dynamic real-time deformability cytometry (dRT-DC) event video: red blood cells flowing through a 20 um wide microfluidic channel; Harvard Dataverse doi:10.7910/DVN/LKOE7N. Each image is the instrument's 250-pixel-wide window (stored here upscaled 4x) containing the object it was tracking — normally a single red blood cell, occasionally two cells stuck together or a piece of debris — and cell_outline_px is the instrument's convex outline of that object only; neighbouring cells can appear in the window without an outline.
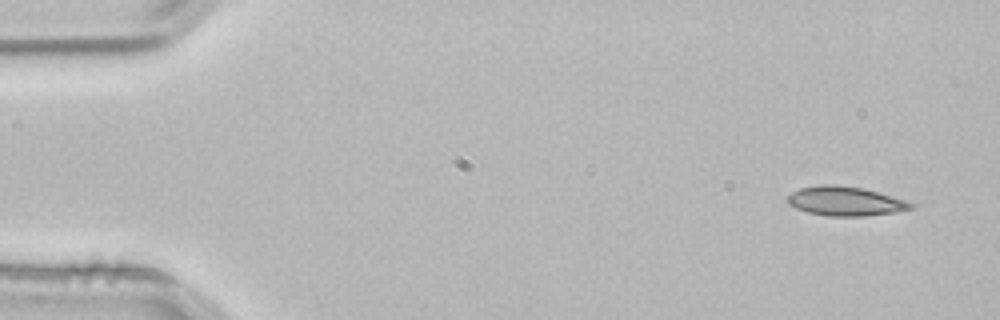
{"species": "common noctule bat (a hibernating species)", "species_latin": "Nyctalus noctula", "temperature_condition": "room temperature", "stored_images_in_passage": 3, "camera_frame_rate_fps": 3000, "um_per_image_px": 0.085, "animal": {"sex": "male", "body_mass_g": 21.5, "forearm_length_mm": 52.0}, "frame": {"image": 1, "passage_image": 1, "time_ms": 0.0, "image_size_px": [1000, 320], "cell_outline_px": [[916, 208], [896, 212], [864, 216], [828, 216], [808, 212], [796, 208], [788, 204], [788, 196], [792, 192], [800, 188], [820, 184], [836, 184], [864, 188], [904, 200], [916, 204]], "centroid_in_image_um": [71.87, 17.09], "position_along_channel_um": 13.1, "area_um2": 21.1}}
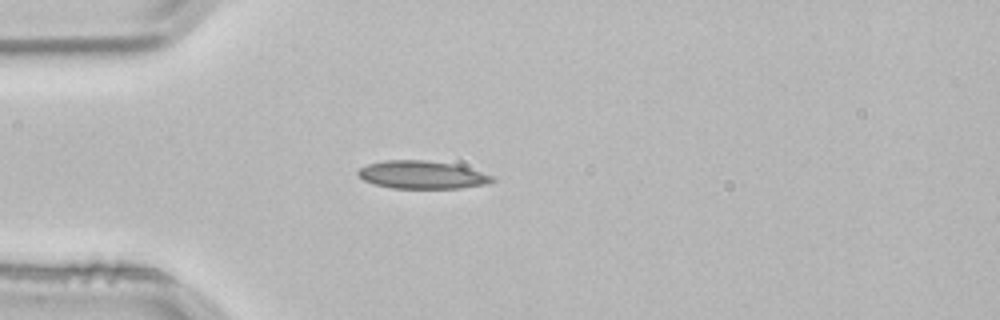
{"frame": {"image": 2, "passage_image": 3, "time_ms": 0.667, "image_size_px": [1000, 320], "cell_outline_px": [[496, 180], [488, 184], [460, 188], [392, 188], [376, 184], [364, 180], [356, 172], [360, 168], [368, 164], [384, 160], [424, 160], [452, 164], [468, 168], [492, 176]], "centroid_in_image_um": [35.87, 14.86], "position_along_channel_um": 49.1, "area_um2": 21.56}}